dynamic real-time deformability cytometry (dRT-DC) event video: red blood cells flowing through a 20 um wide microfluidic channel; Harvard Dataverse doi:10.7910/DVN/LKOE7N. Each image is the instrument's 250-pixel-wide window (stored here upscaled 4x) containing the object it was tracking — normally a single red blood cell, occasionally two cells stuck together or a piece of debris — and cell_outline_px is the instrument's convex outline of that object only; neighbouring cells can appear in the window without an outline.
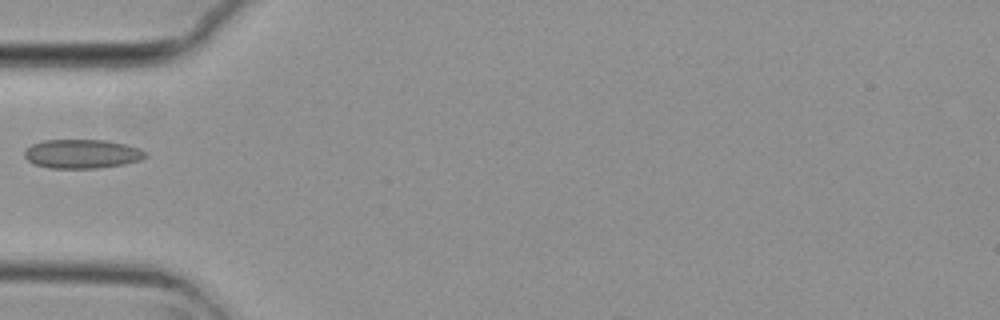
{"species": "common noctule bat (a hibernating species)", "species_latin": "Nyctalus noctula", "temperature_condition": "cold", "stored_images_in_passage": 9, "camera_frame_rate_fps": 3000, "um_per_image_px": 0.085, "animal": {"sex": "female", "body_mass_g": 29.2, "forearm_length_mm": 56.3}, "frame": {"image": 1, "passage_image": 6, "time_ms": 1.667, "image_size_px": [1000, 320], "cell_outline_px": [[148, 156], [140, 160], [124, 164], [96, 168], [48, 168], [36, 164], [28, 160], [24, 156], [24, 152], [32, 144], [44, 140], [104, 140], [124, 144], [140, 148], [148, 152]], "centroid_in_image_um": [7.01, 13.08], "position_along_channel_um": 78.0, "area_um2": 20.4}}
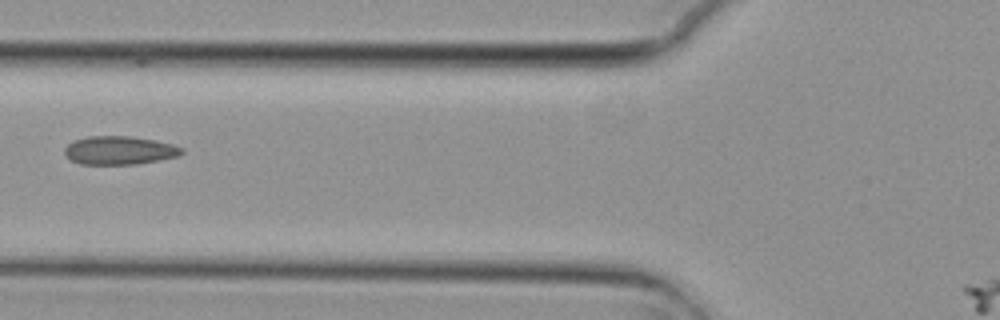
{"frame": {"image": 2, "passage_image": 7, "time_ms": 2.0, "image_size_px": [1000, 320], "cell_outline_px": [[184, 152], [180, 156], [136, 164], [80, 164], [72, 160], [64, 152], [64, 148], [72, 140], [88, 136], [128, 136], [156, 140], [172, 144], [184, 148]], "centroid_in_image_um": [10.17, 12.77], "position_along_channel_um": 115.6, "area_um2": 19.48}}